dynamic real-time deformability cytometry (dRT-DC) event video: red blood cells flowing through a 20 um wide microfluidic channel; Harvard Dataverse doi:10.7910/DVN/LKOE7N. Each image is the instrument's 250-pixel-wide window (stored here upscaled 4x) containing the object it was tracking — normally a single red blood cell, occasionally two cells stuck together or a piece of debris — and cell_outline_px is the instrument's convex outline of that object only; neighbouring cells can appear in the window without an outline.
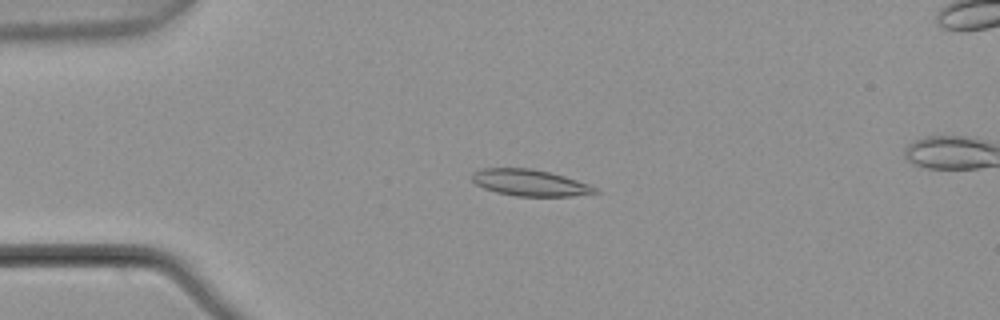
{"species": "common noctule bat (a hibernating species)", "species_latin": "Nyctalus noctula", "temperature_condition": "warm", "stored_images_in_passage": 4, "camera_frame_rate_fps": 3000, "um_per_image_px": 0.085, "animal": {"sex": "male", "body_mass_g": 21.5, "forearm_length_mm": 52.0}, "frame": {"image": 1, "passage_image": 3, "time_ms": 0.667, "image_size_px": [1000, 320], "cell_outline_px": [[600, 192], [572, 196], [516, 196], [496, 192], [484, 188], [476, 184], [472, 180], [472, 172], [484, 168], [532, 168], [564, 176], [588, 184], [596, 188]], "centroid_in_image_um": [45.02, 15.53], "position_along_channel_um": 40.0, "area_um2": 18.84}}